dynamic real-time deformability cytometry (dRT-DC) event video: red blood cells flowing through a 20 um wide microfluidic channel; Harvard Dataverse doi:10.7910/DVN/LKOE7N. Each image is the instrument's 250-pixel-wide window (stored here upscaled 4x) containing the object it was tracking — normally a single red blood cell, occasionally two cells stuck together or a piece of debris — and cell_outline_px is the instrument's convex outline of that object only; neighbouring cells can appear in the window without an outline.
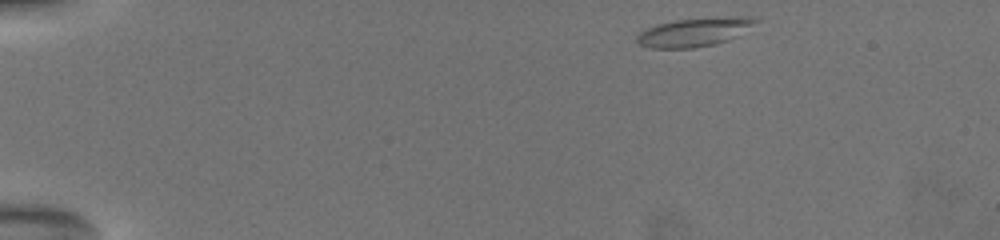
{"species": "common noctule bat (a hibernating species)", "species_latin": "Nyctalus noctula", "temperature_condition": "warm", "stored_images_in_passage": 36, "camera_frame_rate_fps": 3000, "um_per_image_px": 0.085, "animal": {"sex": "female", "body_mass_g": 19.5, "forearm_length_mm": 54.1}, "frame": {"image": 1, "passage_image": 1, "time_ms": 0.0, "image_size_px": [1000, 240], "cell_outline_px": [[760, 20], [728, 40], [716, 44], [692, 48], [652, 48], [640, 44], [636, 40], [636, 36], [640, 32], [656, 24], [676, 20], [736, 16], [752, 16]], "centroid_in_image_um": [59.0, 2.72], "position_along_channel_um": 26.0, "area_um2": 19.54}}
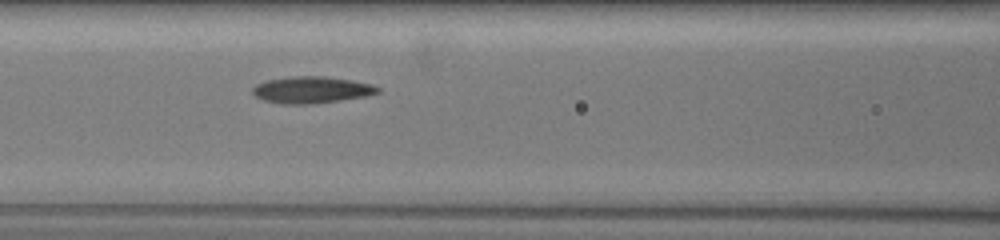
{"frame": {"image": 2, "passage_image": 14, "time_ms": 6.0, "image_size_px": [1000, 240], "cell_outline_px": [[380, 92], [364, 96], [340, 100], [308, 104], [280, 104], [264, 100], [256, 96], [252, 92], [252, 88], [256, 84], [264, 80], [292, 76], [324, 76], [372, 84], [380, 88]], "centroid_in_image_um": [26.43, 7.63], "position_along_channel_um": 140.2, "area_um2": 19.36}}
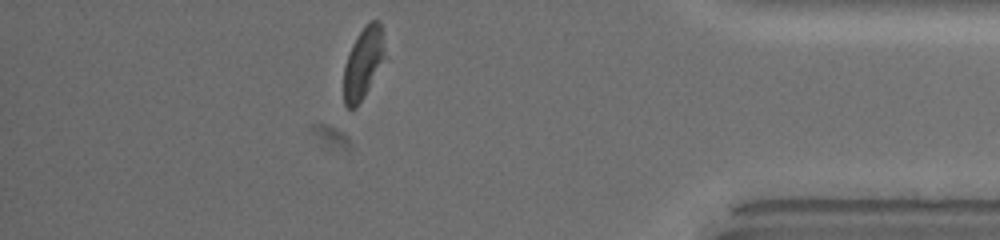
{"frame": {"image": 3, "passage_image": 32, "time_ms": 14.0, "image_size_px": [1000, 240], "cell_outline_px": [[384, 56], [356, 108], [348, 108], [344, 104], [344, 64], [348, 52], [356, 36], [368, 20], [380, 20]], "centroid_in_image_um": [30.81, 5.29], "position_along_channel_um": 404.4, "area_um2": 16.42}, "authors_computed_cell_mechanics": {"area_um2": 19.0162, "velocity_mm_per_s": 3.6862, "shape_relaxation_time_tau1_ms": 3.2995, "shape_relaxation_time_tau2_ms": 1.5714, "deformation_change_tau1": 0.138, "deformation_change_tau2": 0.0767}}